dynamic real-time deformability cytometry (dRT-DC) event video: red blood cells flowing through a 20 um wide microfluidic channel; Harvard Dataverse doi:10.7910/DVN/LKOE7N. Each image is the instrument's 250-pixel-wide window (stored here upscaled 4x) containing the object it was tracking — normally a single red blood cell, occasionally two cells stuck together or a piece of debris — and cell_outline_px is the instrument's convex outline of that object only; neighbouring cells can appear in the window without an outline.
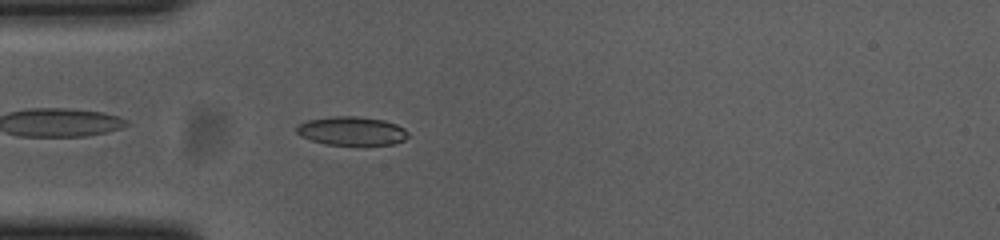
{"species": "common noctule bat (a hibernating species)", "species_latin": "Nyctalus noctula", "temperature_condition": "cold", "stored_images_in_passage": 43, "camera_frame_rate_fps": 3000, "um_per_image_px": 0.085, "animal": {"sex": "female", "body_mass_g": 23.0, "forearm_length_mm": 53.4}, "frame": {"image": 1, "passage_image": 4, "time_ms": 1.0, "image_size_px": [1000, 240], "cell_outline_px": [[408, 136], [404, 140], [396, 144], [328, 144], [312, 140], [296, 132], [296, 128], [300, 124], [308, 120], [332, 116], [356, 116], [384, 120], [396, 124], [404, 128], [408, 132]], "centroid_in_image_um": [29.94, 11.12], "position_along_channel_um": 55.1, "area_um2": 18.32}}
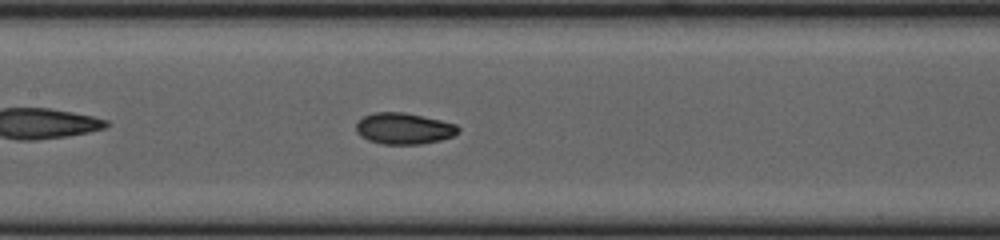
{"frame": {"image": 2, "passage_image": 14, "time_ms": 4.333, "image_size_px": [1000, 240], "cell_outline_px": [[460, 132], [452, 136], [440, 140], [420, 144], [384, 144], [368, 140], [360, 136], [356, 132], [356, 124], [364, 116], [376, 112], [404, 112], [440, 120], [456, 124], [460, 128]], "centroid_in_image_um": [34.33, 10.92], "position_along_channel_um": 173.1, "area_um2": 18.55}}
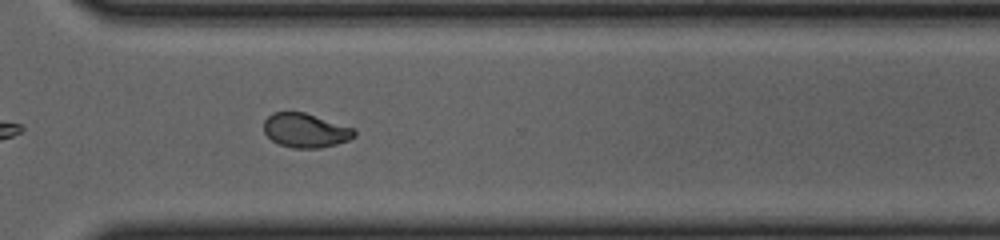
{"frame": {"image": 3, "passage_image": 28, "time_ms": 9.0, "image_size_px": [1000, 240], "cell_outline_px": [[356, 136], [348, 140], [336, 144], [320, 148], [292, 148], [280, 144], [272, 140], [264, 132], [264, 120], [272, 112], [304, 112], [352, 128], [356, 132]], "centroid_in_image_um": [25.94, 11.09], "position_along_channel_um": 344.7, "area_um2": 17.86}, "authors_computed_cell_mechanics": {"area_um2": 18.3804, "velocity_mm_per_s": 3.6818, "shape_relaxation_time_tau1_ms": 4.2457, "shape_relaxation_time_tau2_ms": 2.287, "deformation_change_tau1": 0.157, "deformation_change_tau2": 0.0642}}